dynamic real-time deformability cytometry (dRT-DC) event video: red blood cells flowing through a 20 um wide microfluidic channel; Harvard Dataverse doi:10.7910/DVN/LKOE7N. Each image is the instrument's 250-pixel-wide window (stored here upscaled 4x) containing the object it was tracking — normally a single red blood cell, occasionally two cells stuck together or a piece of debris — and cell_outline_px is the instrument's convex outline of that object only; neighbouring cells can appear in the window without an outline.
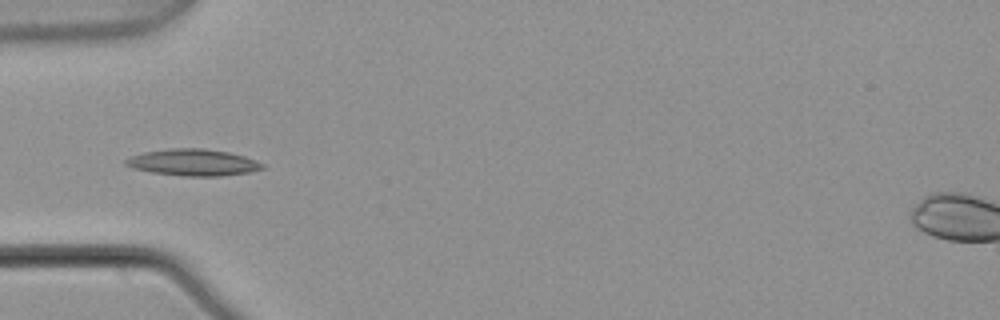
{"species": "common noctule bat (a hibernating species)", "species_latin": "Nyctalus noctula", "temperature_condition": "warm", "stored_images_in_passage": 4, "camera_frame_rate_fps": 3000, "um_per_image_px": 0.085, "animal": {"sex": "male", "body_mass_g": 21.5, "forearm_length_mm": 52.0}, "frame": {"image": 1, "passage_image": 4, "time_ms": 1.0, "image_size_px": [1000, 320], "cell_outline_px": [[264, 168], [248, 172], [220, 176], [180, 176], [152, 172], [132, 168], [124, 164], [124, 160], [132, 156], [144, 152], [172, 148], [204, 148], [228, 152], [244, 156], [264, 164]], "centroid_in_image_um": [16.39, 13.81], "position_along_channel_um": 68.6, "area_um2": 21.1}}